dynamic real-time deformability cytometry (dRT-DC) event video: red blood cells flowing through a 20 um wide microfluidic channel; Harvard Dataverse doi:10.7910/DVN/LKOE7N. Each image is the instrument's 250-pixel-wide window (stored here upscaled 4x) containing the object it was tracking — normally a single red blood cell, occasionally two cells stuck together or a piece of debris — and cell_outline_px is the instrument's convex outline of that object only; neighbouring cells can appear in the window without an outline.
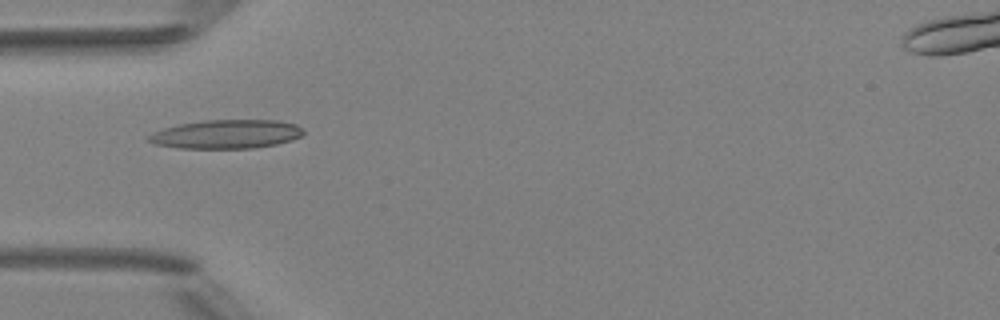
{"species": "Egyptian fruit bat (a non-hibernating species)", "species_latin": "Rousettus aegyptiacus", "temperature_condition": "room temperature", "stored_images_in_passage": 3, "camera_frame_rate_fps": 3000, "um_per_image_px": 0.085, "animal": {"sex": "female"}, "frame": {"image": 1, "passage_image": 2, "time_ms": 1.333, "image_size_px": [1000, 320], "cell_outline_px": [[304, 132], [300, 136], [292, 140], [276, 144], [252, 148], [180, 148], [156, 144], [144, 140], [144, 136], [152, 132], [164, 128], [180, 124], [204, 120], [276, 120], [296, 124]], "centroid_in_image_um": [19.18, 11.4], "position_along_channel_um": 65.8, "area_um2": 26.01}}
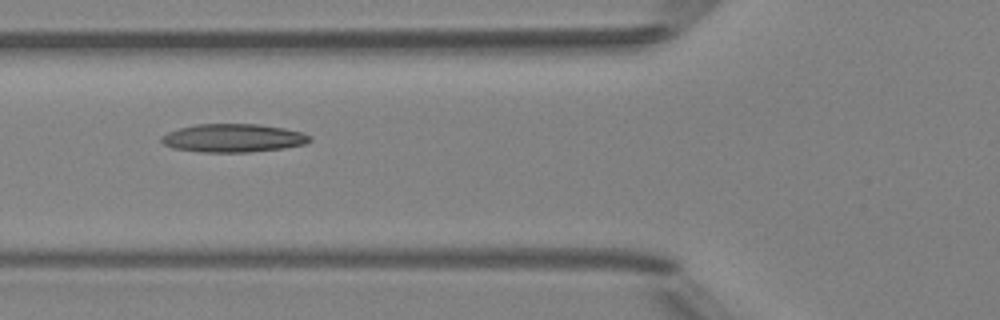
{"frame": {"image": 2, "passage_image": 3, "time_ms": 2.333, "image_size_px": [1000, 320], "cell_outline_px": [[312, 140], [304, 144], [284, 148], [248, 152], [200, 152], [172, 148], [164, 144], [160, 140], [160, 136], [168, 132], [180, 128], [196, 124], [260, 124], [284, 128], [304, 132], [312, 136]], "centroid_in_image_um": [19.83, 11.73], "position_along_channel_um": 106.0, "area_um2": 24.62}}